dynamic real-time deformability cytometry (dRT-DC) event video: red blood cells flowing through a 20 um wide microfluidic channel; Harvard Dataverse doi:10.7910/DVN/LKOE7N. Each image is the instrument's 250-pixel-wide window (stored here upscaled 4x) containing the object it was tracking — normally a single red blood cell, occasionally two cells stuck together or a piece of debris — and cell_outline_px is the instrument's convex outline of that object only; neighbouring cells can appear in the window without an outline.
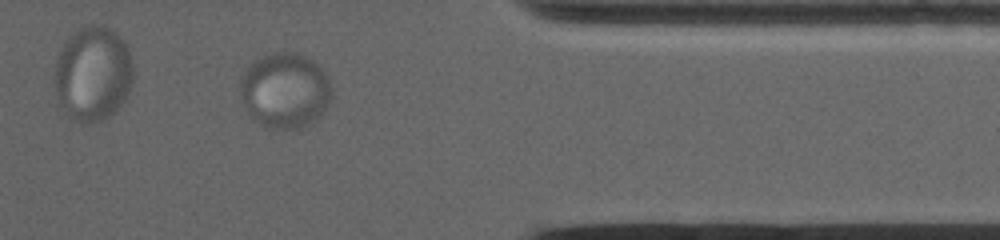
{"species": "common noctule bat (a hibernating species)", "species_latin": "Nyctalus noctula", "temperature_condition": "warm", "stored_images_in_passage": 32, "camera_frame_rate_fps": 5000, "um_per_image_px": 0.085, "animal": {"sex": "female", "body_mass_g": 19.0, "forearm_length_mm": 53.3}, "frame": {"image": 1, "passage_image": 23, "time_ms": 9.2, "image_size_px": [1000, 240], "cell_outline_px": [[332, 96], [328, 104], [316, 116], [292, 128], [268, 128], [260, 124], [252, 112], [240, 88], [240, 80], [248, 68], [256, 60], [276, 52], [296, 52], [312, 60], [320, 68], [328, 80]], "centroid_in_image_um": [24.24, 7.63], "position_along_channel_um": 387.2, "area_um2": 37.97}}